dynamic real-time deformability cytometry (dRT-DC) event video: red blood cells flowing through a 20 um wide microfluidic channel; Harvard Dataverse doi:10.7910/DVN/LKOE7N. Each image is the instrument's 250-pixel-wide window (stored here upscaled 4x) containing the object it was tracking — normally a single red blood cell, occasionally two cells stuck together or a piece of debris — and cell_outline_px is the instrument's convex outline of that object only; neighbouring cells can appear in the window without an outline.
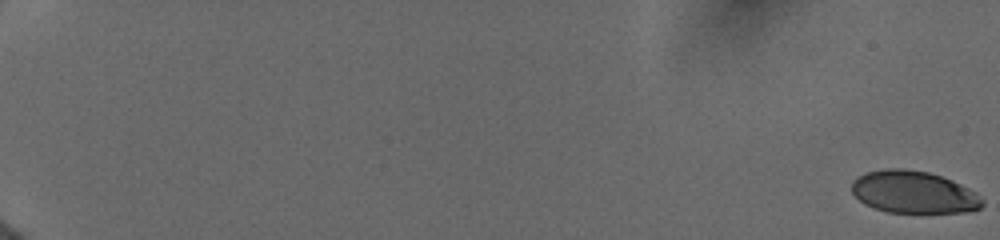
{"species": "human", "species_latin": "Homo sapiens", "temperature_condition": "cold", "stored_images_in_passage": 42, "camera_frame_rate_fps": 3000, "um_per_image_px": 0.085, "donor": {"sex": "female"}, "frame": {"image": 1, "passage_image": 1, "time_ms": 0.0, "image_size_px": [1000, 240], "cell_outline_px": [[984, 204], [980, 208], [964, 212], [888, 212], [872, 208], [864, 204], [852, 192], [852, 180], [868, 172], [884, 168], [904, 168], [928, 172], [952, 180], [976, 192], [984, 200]], "centroid_in_image_um": [77.66, 16.33], "position_along_channel_um": 7.3, "area_um2": 32.14}}
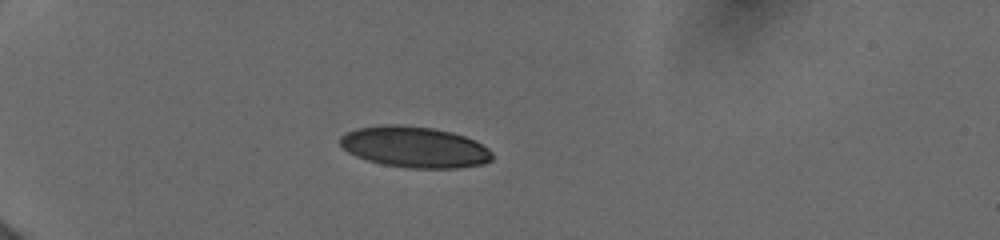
{"frame": {"image": 2, "passage_image": 28, "time_ms": 6.0, "image_size_px": [1000, 240], "cell_outline_px": [[492, 160], [484, 164], [460, 168], [408, 168], [384, 164], [368, 160], [356, 156], [348, 152], [340, 144], [340, 136], [356, 128], [392, 124], [432, 128], [452, 132], [464, 136], [488, 148], [492, 152]], "centroid_in_image_um": [35.25, 12.51], "position_along_channel_um": 49.7, "area_um2": 36.13}}
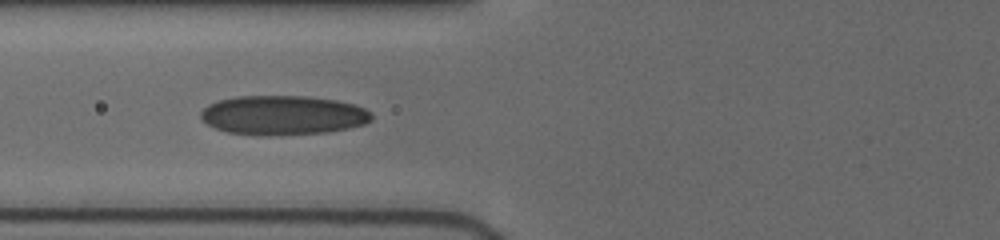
{"frame": {"image": 3, "passage_image": 41, "time_ms": 8.333, "image_size_px": [1000, 240], "cell_outline_px": [[372, 120], [364, 124], [348, 128], [328, 132], [264, 136], [260, 136], [228, 132], [216, 128], [208, 124], [200, 116], [200, 112], [208, 104], [220, 100], [236, 96], [308, 96], [336, 100], [356, 104], [372, 112]], "centroid_in_image_um": [24.08, 9.79], "position_along_channel_um": 101.7, "area_um2": 39.36}}